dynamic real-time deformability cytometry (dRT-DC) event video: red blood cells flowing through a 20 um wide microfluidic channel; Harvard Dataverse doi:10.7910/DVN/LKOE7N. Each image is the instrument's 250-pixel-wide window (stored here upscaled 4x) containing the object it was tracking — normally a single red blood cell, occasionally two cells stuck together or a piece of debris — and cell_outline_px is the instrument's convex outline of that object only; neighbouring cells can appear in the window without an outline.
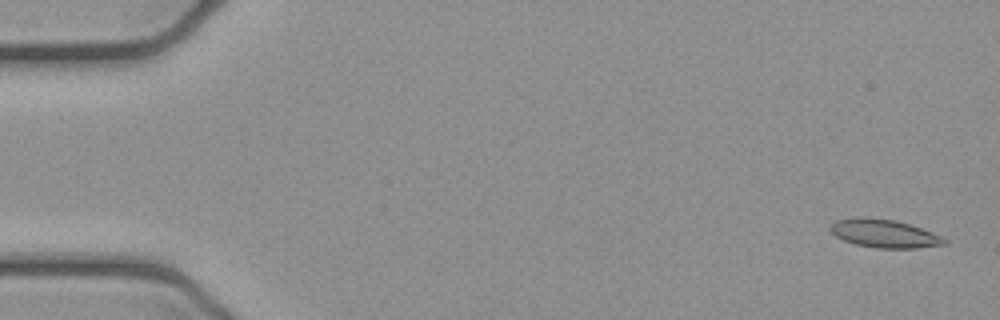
{"species": "common noctule bat (a hibernating species)", "species_latin": "Nyctalus noctula", "temperature_condition": "cold", "stored_images_in_passage": 4, "camera_frame_rate_fps": 3000, "um_per_image_px": 0.085, "animal": {"sex": "female", "body_mass_g": 21.9}, "frame": {"image": 1, "passage_image": 1, "time_ms": 0.0, "image_size_px": [1000, 320], "cell_outline_px": [[948, 244], [916, 248], [876, 248], [856, 244], [844, 240], [836, 236], [828, 228], [836, 220], [864, 216], [868, 216], [896, 220], [920, 228], [940, 236], [948, 240]], "centroid_in_image_um": [75.15, 19.84], "position_along_channel_um": 9.8, "area_um2": 18.73}}
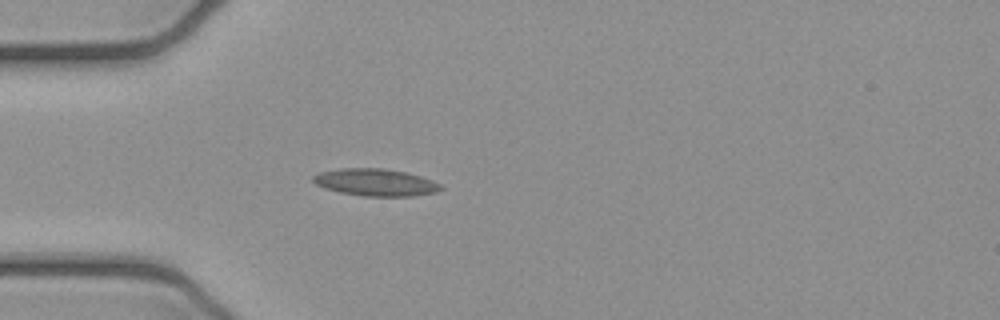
{"frame": {"image": 2, "passage_image": 4, "time_ms": 1.0, "image_size_px": [1000, 320], "cell_outline_px": [[444, 188], [436, 192], [412, 196], [364, 196], [340, 192], [324, 188], [316, 184], [312, 180], [312, 176], [320, 172], [340, 168], [384, 168], [404, 172], [420, 176], [432, 180], [440, 184]], "centroid_in_image_um": [31.91, 15.5], "position_along_channel_um": 53.1, "area_um2": 20.17}}